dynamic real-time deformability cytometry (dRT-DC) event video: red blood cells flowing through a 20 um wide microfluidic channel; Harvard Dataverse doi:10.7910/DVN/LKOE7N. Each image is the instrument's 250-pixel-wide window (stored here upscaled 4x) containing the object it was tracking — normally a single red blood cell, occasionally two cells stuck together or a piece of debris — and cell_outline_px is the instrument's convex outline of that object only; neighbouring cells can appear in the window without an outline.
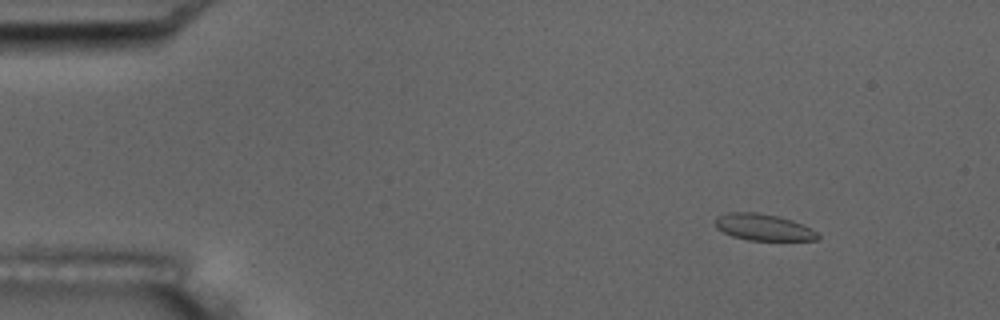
{"species": "common noctule bat (a hibernating species)", "species_latin": "Nyctalus noctula", "temperature_condition": "room temperature", "stored_images_in_passage": 6, "camera_frame_rate_fps": 3000, "um_per_image_px": 0.085, "animal": {"sex": "male", "body_mass_g": 17.5, "forearm_length_mm": 52.3}, "frame": {"image": 1, "passage_image": 3, "time_ms": 2.0, "image_size_px": [1000, 320], "cell_outline_px": [[820, 236], [816, 240], [748, 240], [732, 236], [716, 228], [716, 216], [728, 212], [756, 212], [776, 216], [792, 220], [816, 232]], "centroid_in_image_um": [64.84, 19.31], "position_along_channel_um": 20.2, "area_um2": 15.61}}